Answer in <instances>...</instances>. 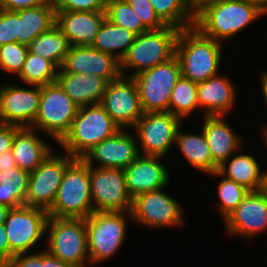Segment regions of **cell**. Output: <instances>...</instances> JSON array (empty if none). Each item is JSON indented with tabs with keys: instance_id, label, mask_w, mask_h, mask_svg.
I'll return each mask as SVG.
<instances>
[{
	"instance_id": "cell-1",
	"label": "cell",
	"mask_w": 267,
	"mask_h": 267,
	"mask_svg": "<svg viewBox=\"0 0 267 267\" xmlns=\"http://www.w3.org/2000/svg\"><path fill=\"white\" fill-rule=\"evenodd\" d=\"M265 13L248 0H216L195 13L194 26L206 37L221 42Z\"/></svg>"
},
{
	"instance_id": "cell-2",
	"label": "cell",
	"mask_w": 267,
	"mask_h": 267,
	"mask_svg": "<svg viewBox=\"0 0 267 267\" xmlns=\"http://www.w3.org/2000/svg\"><path fill=\"white\" fill-rule=\"evenodd\" d=\"M181 76L200 83L216 76L221 60V43L204 36L195 26L181 29L176 54Z\"/></svg>"
},
{
	"instance_id": "cell-3",
	"label": "cell",
	"mask_w": 267,
	"mask_h": 267,
	"mask_svg": "<svg viewBox=\"0 0 267 267\" xmlns=\"http://www.w3.org/2000/svg\"><path fill=\"white\" fill-rule=\"evenodd\" d=\"M119 130L100 103L83 106L78 108L69 132L59 145L73 158H83L95 145Z\"/></svg>"
},
{
	"instance_id": "cell-4",
	"label": "cell",
	"mask_w": 267,
	"mask_h": 267,
	"mask_svg": "<svg viewBox=\"0 0 267 267\" xmlns=\"http://www.w3.org/2000/svg\"><path fill=\"white\" fill-rule=\"evenodd\" d=\"M50 217L85 219L93 211L90 165L75 158L64 173L57 196L47 211Z\"/></svg>"
},
{
	"instance_id": "cell-5",
	"label": "cell",
	"mask_w": 267,
	"mask_h": 267,
	"mask_svg": "<svg viewBox=\"0 0 267 267\" xmlns=\"http://www.w3.org/2000/svg\"><path fill=\"white\" fill-rule=\"evenodd\" d=\"M181 29L167 25L159 30H149L136 35L133 44L120 61L122 76L125 68H133L134 74L165 63L176 54V43Z\"/></svg>"
},
{
	"instance_id": "cell-6",
	"label": "cell",
	"mask_w": 267,
	"mask_h": 267,
	"mask_svg": "<svg viewBox=\"0 0 267 267\" xmlns=\"http://www.w3.org/2000/svg\"><path fill=\"white\" fill-rule=\"evenodd\" d=\"M140 97L143 112H169L171 93L181 77V67L176 56L153 68L132 74Z\"/></svg>"
},
{
	"instance_id": "cell-7",
	"label": "cell",
	"mask_w": 267,
	"mask_h": 267,
	"mask_svg": "<svg viewBox=\"0 0 267 267\" xmlns=\"http://www.w3.org/2000/svg\"><path fill=\"white\" fill-rule=\"evenodd\" d=\"M48 229L50 235L46 251L75 267H85V261H89L85 219L49 216L46 230Z\"/></svg>"
},
{
	"instance_id": "cell-8",
	"label": "cell",
	"mask_w": 267,
	"mask_h": 267,
	"mask_svg": "<svg viewBox=\"0 0 267 267\" xmlns=\"http://www.w3.org/2000/svg\"><path fill=\"white\" fill-rule=\"evenodd\" d=\"M78 108L57 82L43 85L37 117L30 128L42 129L59 143L69 132Z\"/></svg>"
},
{
	"instance_id": "cell-9",
	"label": "cell",
	"mask_w": 267,
	"mask_h": 267,
	"mask_svg": "<svg viewBox=\"0 0 267 267\" xmlns=\"http://www.w3.org/2000/svg\"><path fill=\"white\" fill-rule=\"evenodd\" d=\"M123 212H92L85 218L89 262L109 259L122 246L126 235Z\"/></svg>"
},
{
	"instance_id": "cell-10",
	"label": "cell",
	"mask_w": 267,
	"mask_h": 267,
	"mask_svg": "<svg viewBox=\"0 0 267 267\" xmlns=\"http://www.w3.org/2000/svg\"><path fill=\"white\" fill-rule=\"evenodd\" d=\"M48 212L42 208L20 206L11 208L4 226L10 249V260L14 255L27 253L47 232Z\"/></svg>"
},
{
	"instance_id": "cell-11",
	"label": "cell",
	"mask_w": 267,
	"mask_h": 267,
	"mask_svg": "<svg viewBox=\"0 0 267 267\" xmlns=\"http://www.w3.org/2000/svg\"><path fill=\"white\" fill-rule=\"evenodd\" d=\"M90 166V187L94 212H124L131 210L132 197L124 169Z\"/></svg>"
},
{
	"instance_id": "cell-12",
	"label": "cell",
	"mask_w": 267,
	"mask_h": 267,
	"mask_svg": "<svg viewBox=\"0 0 267 267\" xmlns=\"http://www.w3.org/2000/svg\"><path fill=\"white\" fill-rule=\"evenodd\" d=\"M74 159L68 153L65 157L50 153L34 171L30 172L25 205L48 211L55 202L67 166Z\"/></svg>"
},
{
	"instance_id": "cell-13",
	"label": "cell",
	"mask_w": 267,
	"mask_h": 267,
	"mask_svg": "<svg viewBox=\"0 0 267 267\" xmlns=\"http://www.w3.org/2000/svg\"><path fill=\"white\" fill-rule=\"evenodd\" d=\"M181 121L170 112H144L134 126L143 155H166L175 142Z\"/></svg>"
},
{
	"instance_id": "cell-14",
	"label": "cell",
	"mask_w": 267,
	"mask_h": 267,
	"mask_svg": "<svg viewBox=\"0 0 267 267\" xmlns=\"http://www.w3.org/2000/svg\"><path fill=\"white\" fill-rule=\"evenodd\" d=\"M100 104L120 129L134 127L144 113L137 84L127 75L107 84Z\"/></svg>"
},
{
	"instance_id": "cell-15",
	"label": "cell",
	"mask_w": 267,
	"mask_h": 267,
	"mask_svg": "<svg viewBox=\"0 0 267 267\" xmlns=\"http://www.w3.org/2000/svg\"><path fill=\"white\" fill-rule=\"evenodd\" d=\"M163 189L145 192L132 199L130 215L135 221L152 228L182 225L180 204Z\"/></svg>"
},
{
	"instance_id": "cell-16",
	"label": "cell",
	"mask_w": 267,
	"mask_h": 267,
	"mask_svg": "<svg viewBox=\"0 0 267 267\" xmlns=\"http://www.w3.org/2000/svg\"><path fill=\"white\" fill-rule=\"evenodd\" d=\"M32 89L7 85L0 88V123L31 127L39 110L41 86Z\"/></svg>"
},
{
	"instance_id": "cell-17",
	"label": "cell",
	"mask_w": 267,
	"mask_h": 267,
	"mask_svg": "<svg viewBox=\"0 0 267 267\" xmlns=\"http://www.w3.org/2000/svg\"><path fill=\"white\" fill-rule=\"evenodd\" d=\"M61 68L68 73L97 75L108 82L122 76L120 61L115 56L91 46H70Z\"/></svg>"
},
{
	"instance_id": "cell-18",
	"label": "cell",
	"mask_w": 267,
	"mask_h": 267,
	"mask_svg": "<svg viewBox=\"0 0 267 267\" xmlns=\"http://www.w3.org/2000/svg\"><path fill=\"white\" fill-rule=\"evenodd\" d=\"M135 138L123 129L95 145L82 159L90 166L96 160L98 168L125 169L137 159L140 152Z\"/></svg>"
},
{
	"instance_id": "cell-19",
	"label": "cell",
	"mask_w": 267,
	"mask_h": 267,
	"mask_svg": "<svg viewBox=\"0 0 267 267\" xmlns=\"http://www.w3.org/2000/svg\"><path fill=\"white\" fill-rule=\"evenodd\" d=\"M230 234L252 236L267 228V196L250 191L236 209L225 219Z\"/></svg>"
},
{
	"instance_id": "cell-20",
	"label": "cell",
	"mask_w": 267,
	"mask_h": 267,
	"mask_svg": "<svg viewBox=\"0 0 267 267\" xmlns=\"http://www.w3.org/2000/svg\"><path fill=\"white\" fill-rule=\"evenodd\" d=\"M162 157L140 154L124 169L127 190L132 199L142 193L163 189L167 186L169 173L158 160Z\"/></svg>"
},
{
	"instance_id": "cell-21",
	"label": "cell",
	"mask_w": 267,
	"mask_h": 267,
	"mask_svg": "<svg viewBox=\"0 0 267 267\" xmlns=\"http://www.w3.org/2000/svg\"><path fill=\"white\" fill-rule=\"evenodd\" d=\"M106 18V11H56V25L70 46H91Z\"/></svg>"
},
{
	"instance_id": "cell-22",
	"label": "cell",
	"mask_w": 267,
	"mask_h": 267,
	"mask_svg": "<svg viewBox=\"0 0 267 267\" xmlns=\"http://www.w3.org/2000/svg\"><path fill=\"white\" fill-rule=\"evenodd\" d=\"M56 82L78 107L99 104L109 83L103 77L58 69Z\"/></svg>"
},
{
	"instance_id": "cell-23",
	"label": "cell",
	"mask_w": 267,
	"mask_h": 267,
	"mask_svg": "<svg viewBox=\"0 0 267 267\" xmlns=\"http://www.w3.org/2000/svg\"><path fill=\"white\" fill-rule=\"evenodd\" d=\"M224 116H204L203 133L209 146L213 160L220 166L226 165L231 154L240 145L239 137L224 121ZM223 119V120H222Z\"/></svg>"
},
{
	"instance_id": "cell-24",
	"label": "cell",
	"mask_w": 267,
	"mask_h": 267,
	"mask_svg": "<svg viewBox=\"0 0 267 267\" xmlns=\"http://www.w3.org/2000/svg\"><path fill=\"white\" fill-rule=\"evenodd\" d=\"M199 107H205L207 116H224L235 103V90L226 77L213 76L198 83Z\"/></svg>"
},
{
	"instance_id": "cell-25",
	"label": "cell",
	"mask_w": 267,
	"mask_h": 267,
	"mask_svg": "<svg viewBox=\"0 0 267 267\" xmlns=\"http://www.w3.org/2000/svg\"><path fill=\"white\" fill-rule=\"evenodd\" d=\"M30 127H21L14 135L12 152L17 167L34 171L52 152Z\"/></svg>"
},
{
	"instance_id": "cell-26",
	"label": "cell",
	"mask_w": 267,
	"mask_h": 267,
	"mask_svg": "<svg viewBox=\"0 0 267 267\" xmlns=\"http://www.w3.org/2000/svg\"><path fill=\"white\" fill-rule=\"evenodd\" d=\"M56 24L54 2L18 10V43L29 45Z\"/></svg>"
},
{
	"instance_id": "cell-27",
	"label": "cell",
	"mask_w": 267,
	"mask_h": 267,
	"mask_svg": "<svg viewBox=\"0 0 267 267\" xmlns=\"http://www.w3.org/2000/svg\"><path fill=\"white\" fill-rule=\"evenodd\" d=\"M212 175L224 176L243 185L250 191H260L263 173H261L259 164L253 156L239 154L229 161L228 166L220 165L218 171Z\"/></svg>"
},
{
	"instance_id": "cell-28",
	"label": "cell",
	"mask_w": 267,
	"mask_h": 267,
	"mask_svg": "<svg viewBox=\"0 0 267 267\" xmlns=\"http://www.w3.org/2000/svg\"><path fill=\"white\" fill-rule=\"evenodd\" d=\"M135 37L136 34L132 31L115 25L105 18L91 47L103 53L111 54L121 61L133 44Z\"/></svg>"
},
{
	"instance_id": "cell-29",
	"label": "cell",
	"mask_w": 267,
	"mask_h": 267,
	"mask_svg": "<svg viewBox=\"0 0 267 267\" xmlns=\"http://www.w3.org/2000/svg\"><path fill=\"white\" fill-rule=\"evenodd\" d=\"M180 126L176 133L175 142L181 152L193 167L206 173H215L219 165L213 160L205 135L180 133Z\"/></svg>"
},
{
	"instance_id": "cell-30",
	"label": "cell",
	"mask_w": 267,
	"mask_h": 267,
	"mask_svg": "<svg viewBox=\"0 0 267 267\" xmlns=\"http://www.w3.org/2000/svg\"><path fill=\"white\" fill-rule=\"evenodd\" d=\"M27 47L29 53L51 61L60 69L70 44L61 29L55 24L48 31L37 36Z\"/></svg>"
},
{
	"instance_id": "cell-31",
	"label": "cell",
	"mask_w": 267,
	"mask_h": 267,
	"mask_svg": "<svg viewBox=\"0 0 267 267\" xmlns=\"http://www.w3.org/2000/svg\"><path fill=\"white\" fill-rule=\"evenodd\" d=\"M30 173L19 167L0 172V204L9 208L25 205Z\"/></svg>"
},
{
	"instance_id": "cell-32",
	"label": "cell",
	"mask_w": 267,
	"mask_h": 267,
	"mask_svg": "<svg viewBox=\"0 0 267 267\" xmlns=\"http://www.w3.org/2000/svg\"><path fill=\"white\" fill-rule=\"evenodd\" d=\"M158 17L166 24L187 29L195 24V13L187 0H149Z\"/></svg>"
},
{
	"instance_id": "cell-33",
	"label": "cell",
	"mask_w": 267,
	"mask_h": 267,
	"mask_svg": "<svg viewBox=\"0 0 267 267\" xmlns=\"http://www.w3.org/2000/svg\"><path fill=\"white\" fill-rule=\"evenodd\" d=\"M197 91L198 83L181 76L172 90L169 112L181 120L190 115L192 111L199 107Z\"/></svg>"
},
{
	"instance_id": "cell-34",
	"label": "cell",
	"mask_w": 267,
	"mask_h": 267,
	"mask_svg": "<svg viewBox=\"0 0 267 267\" xmlns=\"http://www.w3.org/2000/svg\"><path fill=\"white\" fill-rule=\"evenodd\" d=\"M58 69L51 61L28 52L18 77L26 84L47 85L56 82Z\"/></svg>"
},
{
	"instance_id": "cell-35",
	"label": "cell",
	"mask_w": 267,
	"mask_h": 267,
	"mask_svg": "<svg viewBox=\"0 0 267 267\" xmlns=\"http://www.w3.org/2000/svg\"><path fill=\"white\" fill-rule=\"evenodd\" d=\"M106 18L136 35L149 31L126 0H107Z\"/></svg>"
},
{
	"instance_id": "cell-36",
	"label": "cell",
	"mask_w": 267,
	"mask_h": 267,
	"mask_svg": "<svg viewBox=\"0 0 267 267\" xmlns=\"http://www.w3.org/2000/svg\"><path fill=\"white\" fill-rule=\"evenodd\" d=\"M222 178L218 185L219 210L225 220L244 200L250 190L224 176Z\"/></svg>"
},
{
	"instance_id": "cell-37",
	"label": "cell",
	"mask_w": 267,
	"mask_h": 267,
	"mask_svg": "<svg viewBox=\"0 0 267 267\" xmlns=\"http://www.w3.org/2000/svg\"><path fill=\"white\" fill-rule=\"evenodd\" d=\"M27 54V45L18 42H11L0 46V69L19 75Z\"/></svg>"
},
{
	"instance_id": "cell-38",
	"label": "cell",
	"mask_w": 267,
	"mask_h": 267,
	"mask_svg": "<svg viewBox=\"0 0 267 267\" xmlns=\"http://www.w3.org/2000/svg\"><path fill=\"white\" fill-rule=\"evenodd\" d=\"M126 2L149 30H159L167 26L155 13L149 0H126Z\"/></svg>"
},
{
	"instance_id": "cell-39",
	"label": "cell",
	"mask_w": 267,
	"mask_h": 267,
	"mask_svg": "<svg viewBox=\"0 0 267 267\" xmlns=\"http://www.w3.org/2000/svg\"><path fill=\"white\" fill-rule=\"evenodd\" d=\"M18 42V11L0 9V46Z\"/></svg>"
},
{
	"instance_id": "cell-40",
	"label": "cell",
	"mask_w": 267,
	"mask_h": 267,
	"mask_svg": "<svg viewBox=\"0 0 267 267\" xmlns=\"http://www.w3.org/2000/svg\"><path fill=\"white\" fill-rule=\"evenodd\" d=\"M56 11H106L107 0H53Z\"/></svg>"
},
{
	"instance_id": "cell-41",
	"label": "cell",
	"mask_w": 267,
	"mask_h": 267,
	"mask_svg": "<svg viewBox=\"0 0 267 267\" xmlns=\"http://www.w3.org/2000/svg\"><path fill=\"white\" fill-rule=\"evenodd\" d=\"M6 267H44V251L30 255H14Z\"/></svg>"
},
{
	"instance_id": "cell-42",
	"label": "cell",
	"mask_w": 267,
	"mask_h": 267,
	"mask_svg": "<svg viewBox=\"0 0 267 267\" xmlns=\"http://www.w3.org/2000/svg\"><path fill=\"white\" fill-rule=\"evenodd\" d=\"M53 2V0H0V8L9 11L34 8L42 4Z\"/></svg>"
},
{
	"instance_id": "cell-43",
	"label": "cell",
	"mask_w": 267,
	"mask_h": 267,
	"mask_svg": "<svg viewBox=\"0 0 267 267\" xmlns=\"http://www.w3.org/2000/svg\"><path fill=\"white\" fill-rule=\"evenodd\" d=\"M20 128L16 125L0 123V154L11 150L14 135Z\"/></svg>"
},
{
	"instance_id": "cell-44",
	"label": "cell",
	"mask_w": 267,
	"mask_h": 267,
	"mask_svg": "<svg viewBox=\"0 0 267 267\" xmlns=\"http://www.w3.org/2000/svg\"><path fill=\"white\" fill-rule=\"evenodd\" d=\"M10 262V249L6 228L0 225V267H6Z\"/></svg>"
},
{
	"instance_id": "cell-45",
	"label": "cell",
	"mask_w": 267,
	"mask_h": 267,
	"mask_svg": "<svg viewBox=\"0 0 267 267\" xmlns=\"http://www.w3.org/2000/svg\"><path fill=\"white\" fill-rule=\"evenodd\" d=\"M17 167L12 150L0 154V172Z\"/></svg>"
},
{
	"instance_id": "cell-46",
	"label": "cell",
	"mask_w": 267,
	"mask_h": 267,
	"mask_svg": "<svg viewBox=\"0 0 267 267\" xmlns=\"http://www.w3.org/2000/svg\"><path fill=\"white\" fill-rule=\"evenodd\" d=\"M44 267H75L71 263L64 262L59 258L50 255L47 251H44Z\"/></svg>"
},
{
	"instance_id": "cell-47",
	"label": "cell",
	"mask_w": 267,
	"mask_h": 267,
	"mask_svg": "<svg viewBox=\"0 0 267 267\" xmlns=\"http://www.w3.org/2000/svg\"><path fill=\"white\" fill-rule=\"evenodd\" d=\"M212 1L216 0H187L190 8L193 10L194 13L200 10L205 4Z\"/></svg>"
},
{
	"instance_id": "cell-48",
	"label": "cell",
	"mask_w": 267,
	"mask_h": 267,
	"mask_svg": "<svg viewBox=\"0 0 267 267\" xmlns=\"http://www.w3.org/2000/svg\"><path fill=\"white\" fill-rule=\"evenodd\" d=\"M261 84L264 100L267 104V72L261 74Z\"/></svg>"
},
{
	"instance_id": "cell-49",
	"label": "cell",
	"mask_w": 267,
	"mask_h": 267,
	"mask_svg": "<svg viewBox=\"0 0 267 267\" xmlns=\"http://www.w3.org/2000/svg\"><path fill=\"white\" fill-rule=\"evenodd\" d=\"M11 208L6 205L0 204V225H4L7 214Z\"/></svg>"
},
{
	"instance_id": "cell-50",
	"label": "cell",
	"mask_w": 267,
	"mask_h": 267,
	"mask_svg": "<svg viewBox=\"0 0 267 267\" xmlns=\"http://www.w3.org/2000/svg\"><path fill=\"white\" fill-rule=\"evenodd\" d=\"M257 5L264 13L267 14V0H248Z\"/></svg>"
},
{
	"instance_id": "cell-51",
	"label": "cell",
	"mask_w": 267,
	"mask_h": 267,
	"mask_svg": "<svg viewBox=\"0 0 267 267\" xmlns=\"http://www.w3.org/2000/svg\"><path fill=\"white\" fill-rule=\"evenodd\" d=\"M260 191L267 196V171L263 172L262 185Z\"/></svg>"
},
{
	"instance_id": "cell-52",
	"label": "cell",
	"mask_w": 267,
	"mask_h": 267,
	"mask_svg": "<svg viewBox=\"0 0 267 267\" xmlns=\"http://www.w3.org/2000/svg\"><path fill=\"white\" fill-rule=\"evenodd\" d=\"M263 131V134H264V140L266 142V146H267V126L262 130Z\"/></svg>"
}]
</instances>
